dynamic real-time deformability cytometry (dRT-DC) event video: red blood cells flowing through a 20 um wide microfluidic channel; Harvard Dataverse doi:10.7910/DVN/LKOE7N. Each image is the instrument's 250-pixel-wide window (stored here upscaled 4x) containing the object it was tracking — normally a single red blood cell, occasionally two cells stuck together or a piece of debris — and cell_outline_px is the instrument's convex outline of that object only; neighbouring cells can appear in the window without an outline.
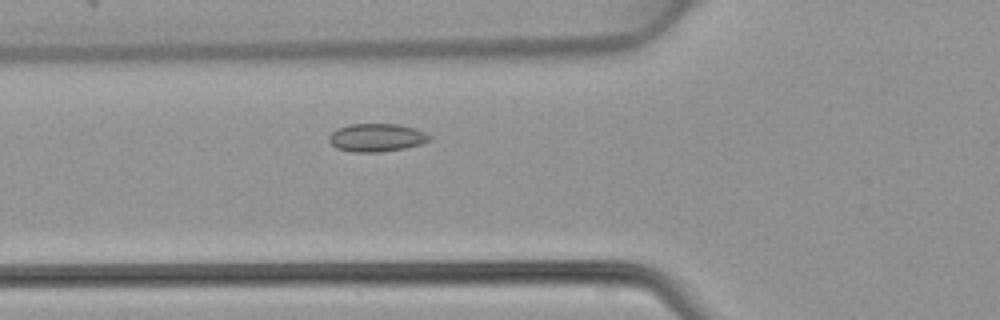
{"species": "common noctule bat (a hibernating species)", "species_latin": "Nyctalus noctula", "temperature_condition": "warm", "stored_images_in_passage": 30, "camera_frame_rate_fps": 3000, "um_per_image_px": 0.085, "animal": {"sex": "female", "body_mass_g": 22.7, "forearm_length_mm": 54.2}, "frame": {"image": 1, "passage_image": 6, "time_ms": 1.667, "image_size_px": [1000, 320], "cell_outline_px": [[432, 136], [428, 140], [420, 144], [404, 148], [380, 152], [352, 152], [336, 148], [328, 140], [328, 136], [332, 132], [348, 124], [400, 124], [416, 128]], "centroid_in_image_um": [32.0, 11.69], "position_along_channel_um": 93.8, "area_um2": 16.42}}
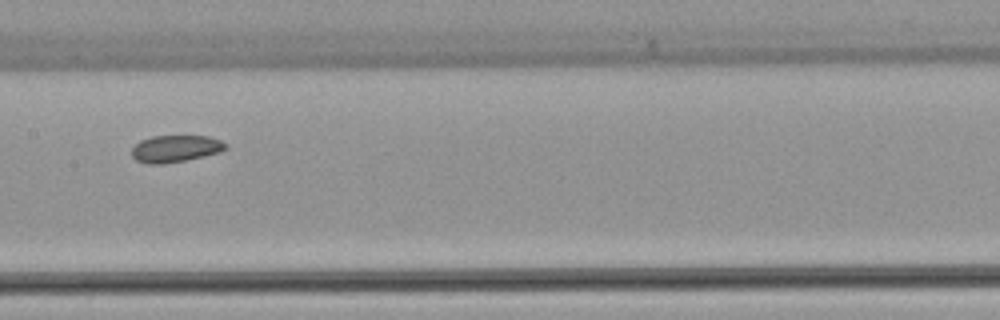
{"frame": {"image": 2, "passage_image": 13, "time_ms": 4.0, "image_size_px": [1000, 320], "cell_outline_px": [[228, 148], [220, 152], [204, 156], [164, 164], [148, 164], [136, 160], [132, 156], [132, 148], [140, 140], [152, 136], [208, 136], [220, 140], [228, 144]], "centroid_in_image_um": [14.92, 12.63], "position_along_channel_um": 192.5, "area_um2": 14.8}}
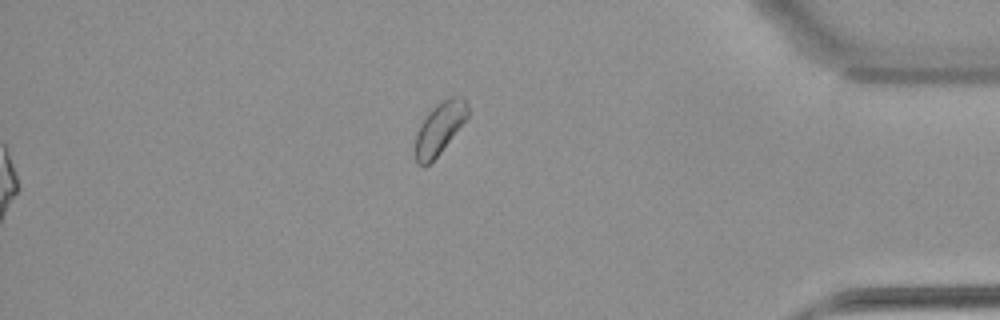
{"frame": {"image": 3, "passage_image": 30, "time_ms": 9.667, "image_size_px": [1000, 320], "cell_outline_px": [[468, 116], [440, 152], [428, 164], [420, 164], [416, 160], [416, 132], [420, 124], [428, 112], [436, 104], [448, 96], [460, 96], [468, 104]], "centroid_in_image_um": [37.37, 10.84], "position_along_channel_um": 397.8, "area_um2": 15.43}}